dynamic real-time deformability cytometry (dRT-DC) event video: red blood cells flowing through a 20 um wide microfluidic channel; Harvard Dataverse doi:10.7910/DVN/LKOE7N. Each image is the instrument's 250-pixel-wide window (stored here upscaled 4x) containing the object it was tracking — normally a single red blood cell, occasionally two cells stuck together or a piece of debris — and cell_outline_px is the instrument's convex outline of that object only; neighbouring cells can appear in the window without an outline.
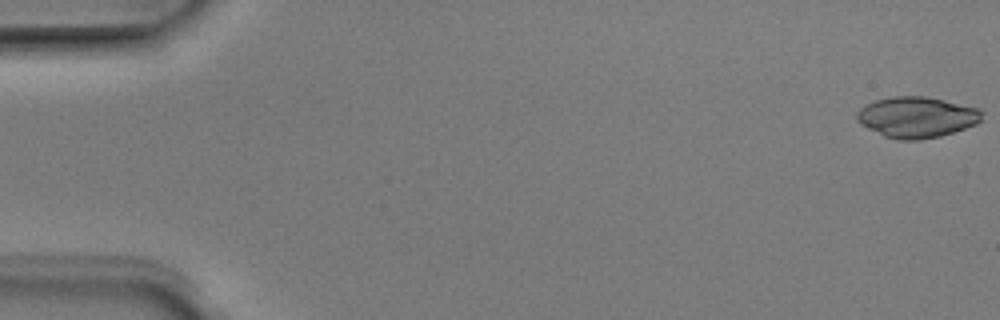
{"species": "Egyptian fruit bat (a non-hibernating species)", "species_latin": "Rousettus aegyptiacus", "temperature_condition": "room temperature", "stored_images_in_passage": 47, "camera_frame_rate_fps": 3000, "um_per_image_px": 0.085, "animal": {"sex": "male"}, "frame": {"image": 1, "passage_image": 1, "time_ms": 0.0, "image_size_px": [1000, 320], "cell_outline_px": [[980, 120], [976, 124], [940, 136], [920, 140], [896, 140], [884, 136], [860, 124], [856, 120], [856, 112], [860, 108], [876, 100], [892, 96], [924, 96], [944, 100], [980, 108]], "centroid_in_image_um": [77.88, 9.96], "position_along_channel_um": 7.1, "area_um2": 29.65}}
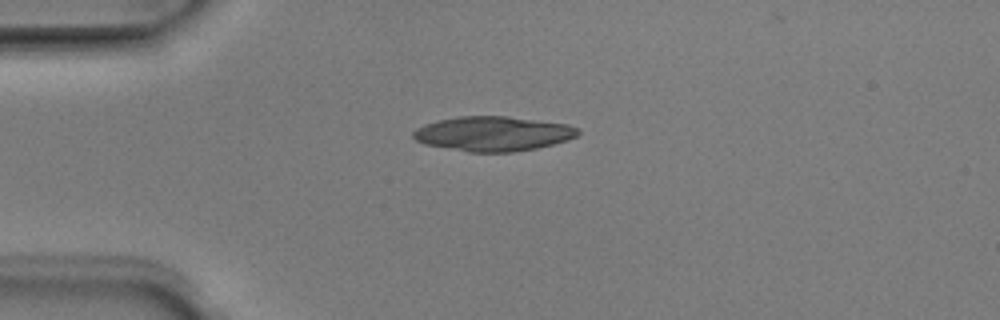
{"frame": {"image": 2, "passage_image": 13, "time_ms": 4.0, "image_size_px": [1000, 320], "cell_outline_px": [[580, 132], [576, 136], [568, 140], [536, 148], [512, 152], [468, 152], [424, 144], [416, 140], [412, 136], [412, 132], [416, 128], [424, 124], [440, 120], [460, 116], [508, 116], [568, 124], [580, 128]], "centroid_in_image_um": [41.92, 11.36], "position_along_channel_um": 43.1, "area_um2": 33.35}}